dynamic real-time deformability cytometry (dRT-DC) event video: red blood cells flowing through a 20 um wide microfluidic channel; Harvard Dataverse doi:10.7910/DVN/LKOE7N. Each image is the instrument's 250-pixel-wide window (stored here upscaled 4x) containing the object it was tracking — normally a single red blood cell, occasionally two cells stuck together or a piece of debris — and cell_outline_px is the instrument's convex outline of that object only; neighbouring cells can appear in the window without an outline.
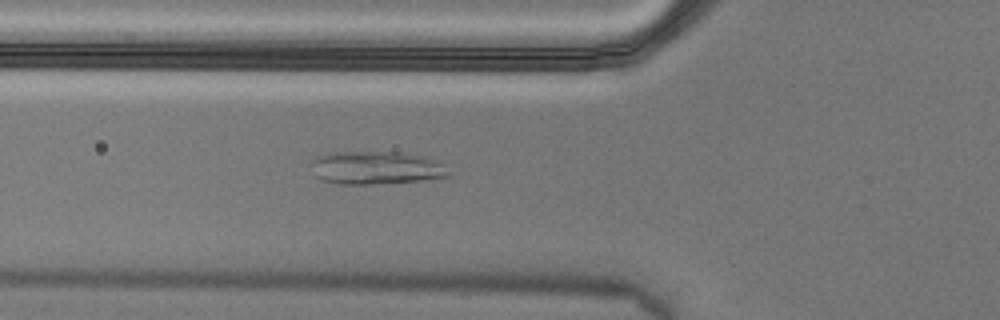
{"species": "Egyptian fruit bat (a non-hibernating species)", "species_latin": "Rousettus aegyptiacus", "temperature_condition": "cold", "stored_images_in_passage": 55, "camera_frame_rate_fps": 3000, "um_per_image_px": 0.085, "animal": {"sex": "male"}, "frame": {"image": 1, "passage_image": 20, "time_ms": 6.333, "image_size_px": [1000, 320], "cell_outline_px": [[452, 176], [424, 180], [376, 184], [336, 184], [324, 180], [316, 176], [312, 164], [312, 160], [316, 156], [332, 152], [400, 152], [424, 156], [440, 164]], "centroid_in_image_um": [31.94, 14.27], "position_along_channel_um": 93.9, "area_um2": 26.3}}
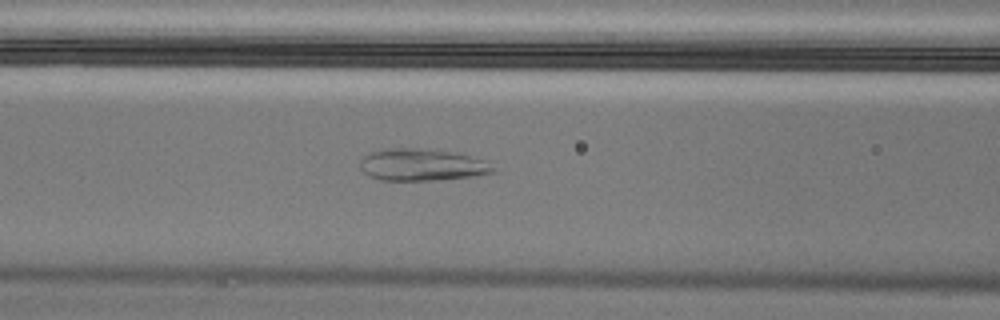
{"frame": {"image": 2, "passage_image": 23, "time_ms": 7.333, "image_size_px": [1000, 320], "cell_outline_px": [[496, 172], [472, 176], [436, 180], [380, 180], [364, 172], [360, 168], [360, 160], [364, 156], [372, 152], [388, 148], [420, 148], [452, 152], [488, 160]], "centroid_in_image_um": [35.88, 14.0], "position_along_channel_um": 130.7, "area_um2": 24.68}}
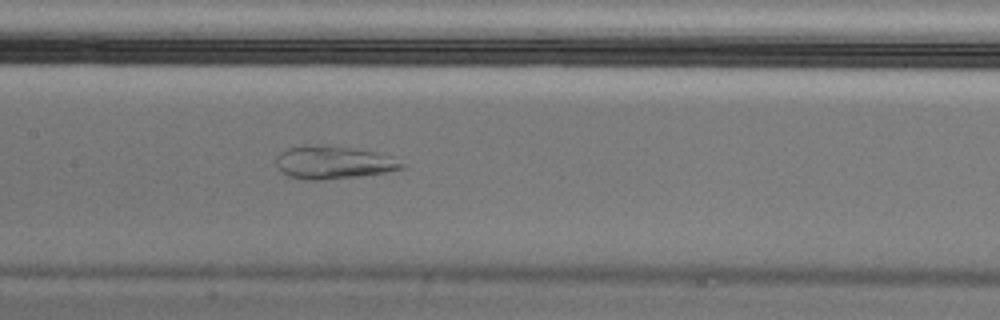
{"frame": {"image": 3, "passage_image": 27, "time_ms": 8.667, "image_size_px": [1000, 320], "cell_outline_px": [[404, 168], [384, 172], [360, 176], [320, 180], [304, 180], [288, 176], [280, 172], [276, 164], [276, 156], [280, 152], [288, 148], [304, 144], [320, 144], [376, 152], [392, 156], [404, 164]], "centroid_in_image_um": [28.28, 13.8], "position_along_channel_um": 179.1, "area_um2": 24.28}}